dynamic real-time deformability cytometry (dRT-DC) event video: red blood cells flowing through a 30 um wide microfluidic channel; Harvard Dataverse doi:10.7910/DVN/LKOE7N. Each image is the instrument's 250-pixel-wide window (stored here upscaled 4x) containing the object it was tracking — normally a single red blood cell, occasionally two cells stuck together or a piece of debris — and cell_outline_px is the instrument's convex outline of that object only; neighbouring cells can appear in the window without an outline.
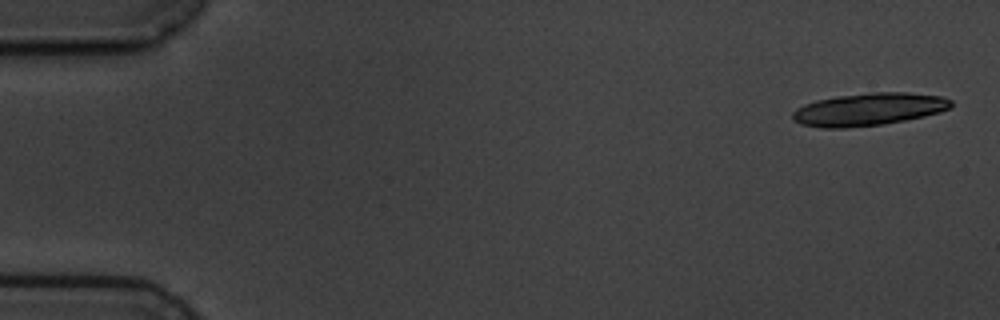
{"species": "common noctule bat (a hibernating species)", "species_latin": "Nyctalus noctula", "temperature_condition": "cold", "stored_images_in_passage": 5, "camera_frame_rate_fps": 3000, "um_per_image_px": 0.085, "animal": {"sex": "male", "body_mass_g": 19.5, "forearm_length_mm": 54.6}, "frame": {"image": 1, "passage_image": 1, "time_ms": 0.0, "image_size_px": [1000, 320], "cell_outline_px": [[952, 104], [948, 108], [940, 112], [924, 116], [884, 124], [844, 128], [820, 128], [800, 124], [792, 120], [792, 112], [796, 108], [804, 104], [816, 100], [836, 96], [868, 92], [908, 92], [944, 96], [952, 100]], "centroid_in_image_um": [73.81, 9.28], "position_along_channel_um": 11.2, "area_um2": 30.4}}